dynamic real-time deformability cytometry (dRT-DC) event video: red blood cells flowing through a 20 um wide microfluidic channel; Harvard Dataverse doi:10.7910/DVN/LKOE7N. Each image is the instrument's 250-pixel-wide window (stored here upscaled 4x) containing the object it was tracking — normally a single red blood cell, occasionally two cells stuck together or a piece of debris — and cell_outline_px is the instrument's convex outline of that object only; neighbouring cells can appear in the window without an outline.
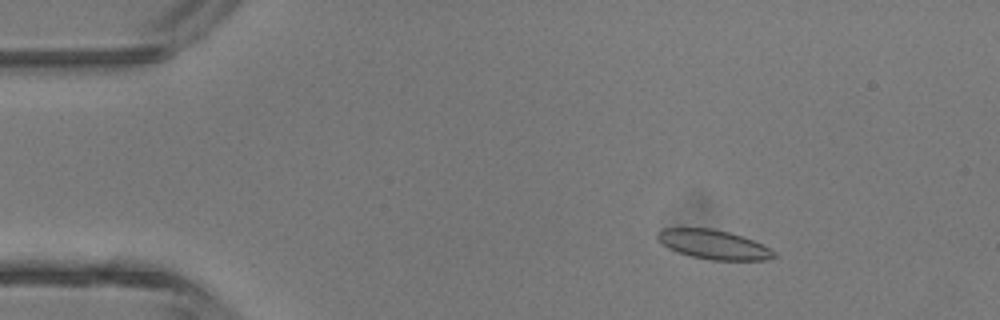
{"species": "common noctule bat (a hibernating species)", "species_latin": "Nyctalus noctula", "temperature_condition": "room temperature", "stored_images_in_passage": 2, "camera_frame_rate_fps": 3000, "um_per_image_px": 0.085, "animal": {"sex": "male", "body_mass_g": 13.3}, "frame": {"image": 1, "passage_image": 1, "time_ms": 0.0, "image_size_px": [1000, 320], "cell_outline_px": [[776, 256], [764, 260], [708, 260], [692, 256], [668, 248], [656, 236], [656, 232], [660, 228], [712, 228], [728, 232], [752, 240], [776, 252]], "centroid_in_image_um": [60.62, 20.78], "position_along_channel_um": 24.4, "area_um2": 19.59}}